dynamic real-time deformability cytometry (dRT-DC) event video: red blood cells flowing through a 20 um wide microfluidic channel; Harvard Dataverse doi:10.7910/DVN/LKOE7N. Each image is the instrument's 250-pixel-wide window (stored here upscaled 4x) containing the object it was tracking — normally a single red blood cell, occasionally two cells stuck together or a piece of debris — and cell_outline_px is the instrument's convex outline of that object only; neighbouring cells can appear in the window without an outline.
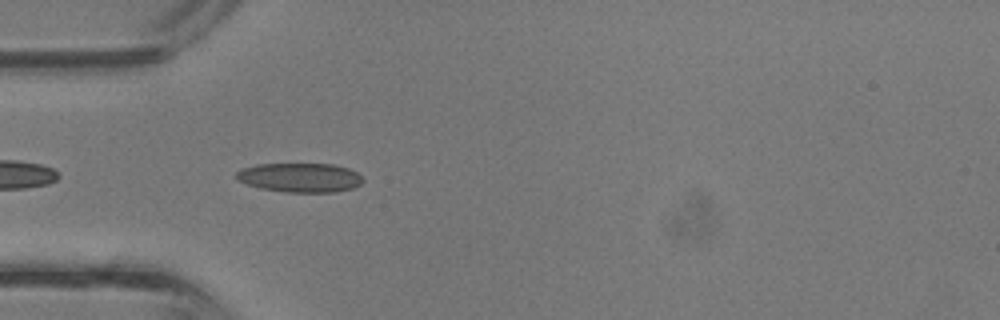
{"species": "common noctule bat (a hibernating species)", "species_latin": "Nyctalus noctula", "temperature_condition": "room temperature", "stored_images_in_passage": 27, "camera_frame_rate_fps": 3000, "um_per_image_px": 0.085, "animal": {"sex": "male", "body_mass_g": 13.3}, "frame": {"image": 1, "passage_image": 11, "time_ms": 3.333, "image_size_px": [1000, 320], "cell_outline_px": [[364, 180], [360, 184], [352, 188], [336, 192], [288, 192], [260, 188], [236, 180], [236, 172], [240, 168], [256, 164], [332, 164], [348, 168], [356, 172]], "centroid_in_image_um": [25.47, 15.09], "position_along_channel_um": 59.5, "area_um2": 21.56}}
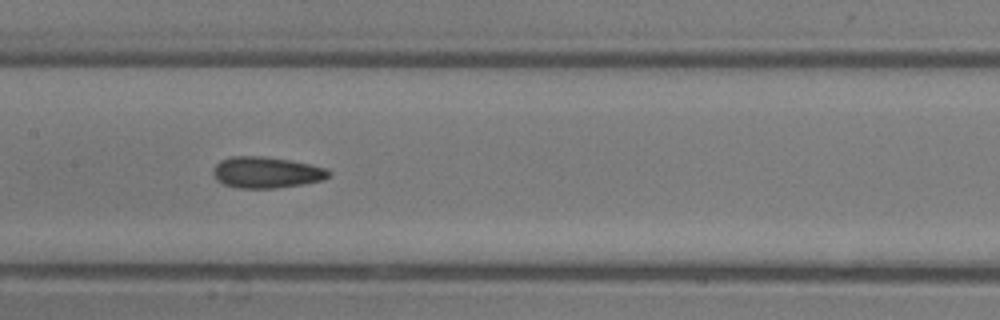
{"frame": {"image": 2, "passage_image": 18, "time_ms": 5.667, "image_size_px": [1000, 320], "cell_outline_px": [[332, 172], [324, 180], [304, 184], [276, 188], [240, 188], [224, 184], [216, 180], [212, 172], [212, 168], [220, 160], [232, 156], [264, 156], [288, 160], [328, 168]], "centroid_in_image_um": [22.64, 14.65], "position_along_channel_um": 184.8, "area_um2": 21.15}}
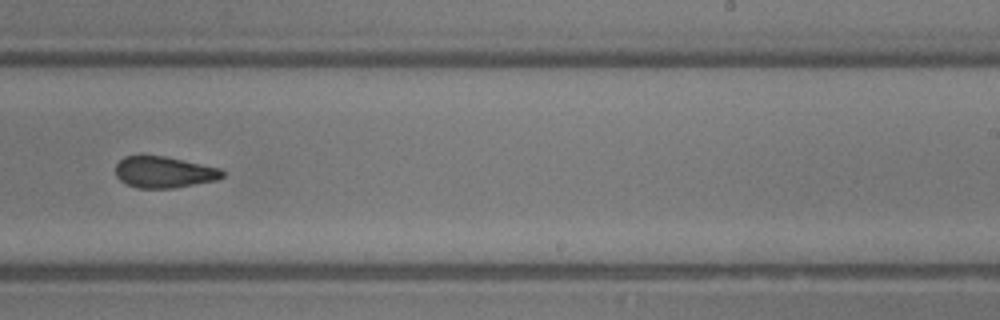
{"frame": {"image": 3, "passage_image": 23, "time_ms": 7.333, "image_size_px": [1000, 320], "cell_outline_px": [[224, 176], [216, 180], [172, 188], [136, 188], [120, 180], [116, 176], [116, 164], [124, 156], [164, 156], [220, 168], [224, 172]], "centroid_in_image_um": [13.93, 14.63], "position_along_channel_um": 275.1, "area_um2": 19.31}}